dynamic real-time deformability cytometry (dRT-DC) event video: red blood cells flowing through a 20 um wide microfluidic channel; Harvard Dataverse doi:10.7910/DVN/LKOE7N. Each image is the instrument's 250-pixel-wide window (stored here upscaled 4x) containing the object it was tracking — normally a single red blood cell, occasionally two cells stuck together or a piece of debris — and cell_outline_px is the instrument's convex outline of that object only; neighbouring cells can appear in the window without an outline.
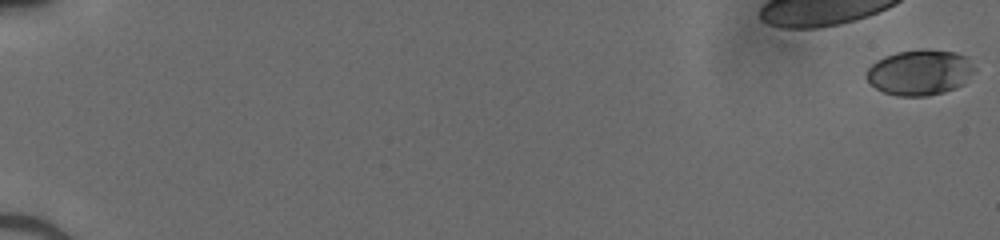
{"species": "human", "species_latin": "Homo sapiens", "temperature_condition": "cold", "stored_images_in_passage": 53, "camera_frame_rate_fps": 3000, "um_per_image_px": 0.085, "donor": {"sex": "male"}, "frame": {"image": 1, "passage_image": 1, "time_ms": 0.0, "image_size_px": [1000, 240], "cell_outline_px": [[976, 68], [964, 84], [956, 88], [944, 92], [928, 96], [896, 96], [884, 92], [876, 88], [864, 76], [868, 68], [876, 60], [884, 56], [896, 52], [924, 48], [928, 48], [956, 52], [968, 56]], "centroid_in_image_um": [78.2, 6.14], "position_along_channel_um": 6.8, "area_um2": 29.19}}
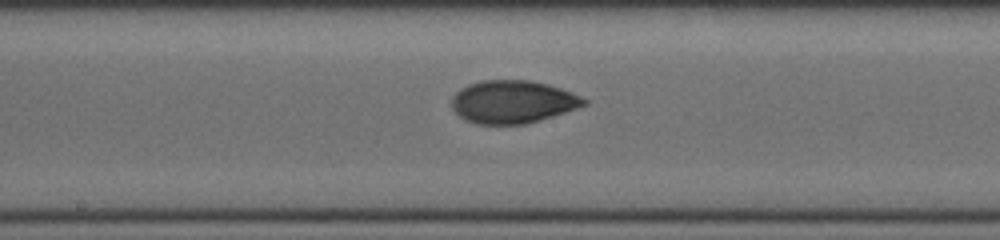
{"frame": {"image": 2, "passage_image": 31, "time_ms": 10.0, "image_size_px": [1000, 240], "cell_outline_px": [[588, 104], [552, 116], [524, 124], [476, 124], [464, 120], [452, 108], [452, 96], [460, 88], [468, 84], [480, 80], [532, 80], [548, 84], [572, 92], [588, 100]], "centroid_in_image_um": [43.56, 8.64], "position_along_channel_um": 204.6, "area_um2": 33.06}}
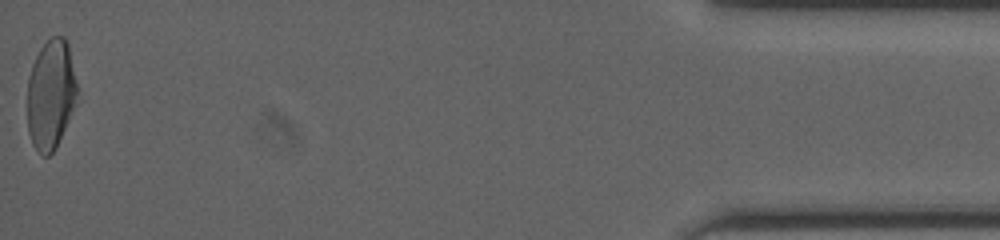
{"frame": {"image": 3, "passage_image": 53, "time_ms": 17.333, "image_size_px": [1000, 240], "cell_outline_px": [[76, 92], [72, 108], [56, 148], [48, 156], [44, 156], [32, 144], [28, 132], [28, 76], [32, 64], [40, 48], [52, 36], [64, 36], [68, 44], [76, 84]], "centroid_in_image_um": [4.28, 8.01], "position_along_channel_um": 430.9, "area_um2": 31.1}}